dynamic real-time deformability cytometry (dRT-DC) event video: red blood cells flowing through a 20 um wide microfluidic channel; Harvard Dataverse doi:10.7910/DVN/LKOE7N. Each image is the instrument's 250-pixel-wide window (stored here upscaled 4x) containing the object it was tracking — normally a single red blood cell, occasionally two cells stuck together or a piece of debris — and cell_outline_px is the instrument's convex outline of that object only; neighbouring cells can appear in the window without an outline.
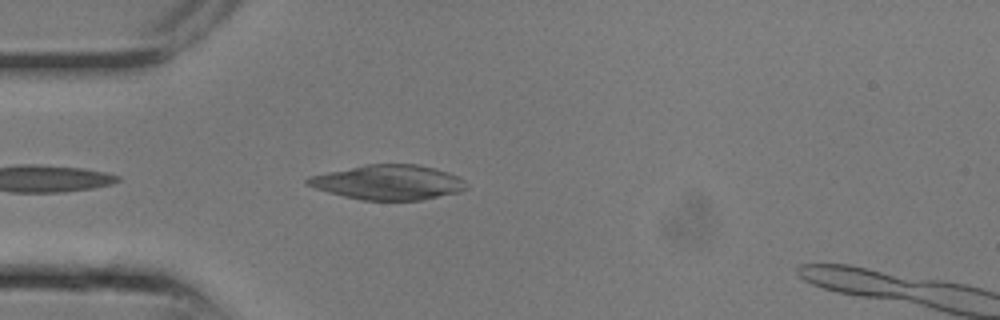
{"species": "common noctule bat (a hibernating species)", "species_latin": "Nyctalus noctula", "temperature_condition": "room temperature", "stored_images_in_passage": 4, "camera_frame_rate_fps": 3000, "um_per_image_px": 0.085, "animal": {"sex": "male", "body_mass_g": 13.3}, "frame": {"image": 1, "passage_image": 2, "time_ms": 0.333, "image_size_px": [1000, 320], "cell_outline_px": [[468, 188], [460, 192], [420, 200], [360, 200], [328, 192], [304, 184], [304, 180], [308, 176], [368, 164], [420, 164], [448, 172], [464, 180], [468, 184]], "centroid_in_image_um": [33.01, 15.5], "position_along_channel_um": 52.0, "area_um2": 32.19}}
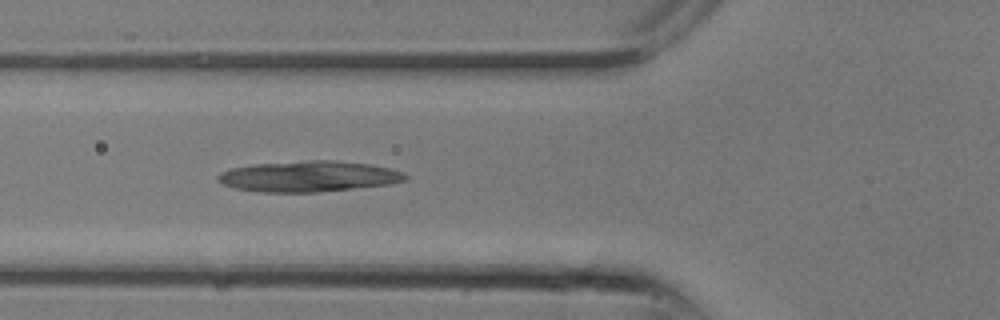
{"frame": {"image": 2, "passage_image": 4, "time_ms": 1.0, "image_size_px": [1000, 320], "cell_outline_px": [[408, 180], [388, 184], [320, 192], [260, 192], [236, 188], [224, 184], [216, 180], [216, 176], [220, 172], [232, 168], [256, 164], [308, 160], [332, 160], [368, 164], [388, 168], [404, 172], [408, 176]], "centroid_in_image_um": [26.23, 14.99], "position_along_channel_um": 99.6, "area_um2": 33.52}}